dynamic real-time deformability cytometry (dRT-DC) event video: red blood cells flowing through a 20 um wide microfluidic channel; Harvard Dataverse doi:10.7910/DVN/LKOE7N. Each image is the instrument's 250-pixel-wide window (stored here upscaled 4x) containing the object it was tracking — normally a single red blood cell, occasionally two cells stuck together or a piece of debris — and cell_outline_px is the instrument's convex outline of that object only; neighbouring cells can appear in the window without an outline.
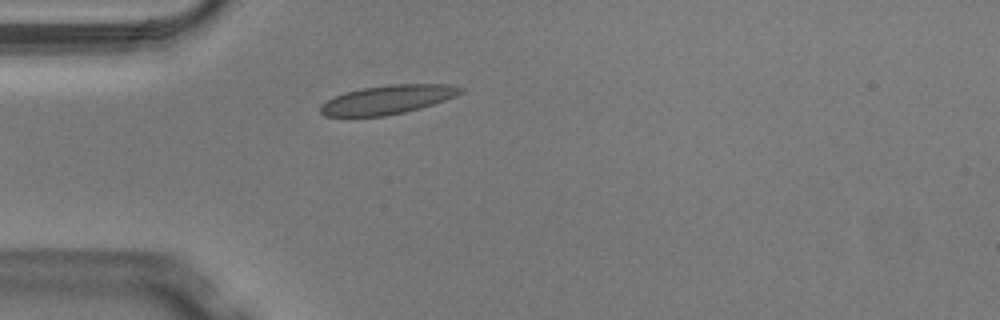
{"species": "Egyptian fruit bat (a non-hibernating species)", "species_latin": "Rousettus aegyptiacus", "temperature_condition": "warm", "stored_images_in_passage": 37, "camera_frame_rate_fps": 3000, "um_per_image_px": 0.085, "animal": {"sex": "male"}, "frame": {"image": 1, "passage_image": 2, "time_ms": 0.333, "image_size_px": [1000, 320], "cell_outline_px": [[464, 92], [444, 100], [420, 108], [404, 112], [384, 116], [324, 116], [320, 112], [320, 104], [344, 92], [360, 88], [388, 84], [448, 84], [464, 88]], "centroid_in_image_um": [32.93, 8.46], "position_along_channel_um": 52.1, "area_um2": 23.52}}
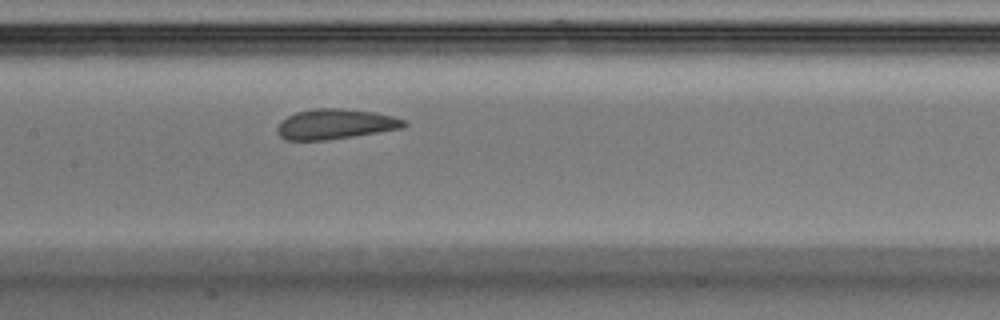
{"frame": {"image": 2, "passage_image": 12, "time_ms": 3.667, "image_size_px": [1000, 320], "cell_outline_px": [[408, 124], [404, 128], [352, 136], [324, 140], [284, 140], [276, 132], [276, 128], [280, 120], [296, 112], [316, 108], [336, 108], [376, 112], [392, 116], [404, 120]], "centroid_in_image_um": [28.47, 10.55], "position_along_channel_um": 178.9, "area_um2": 22.25}}
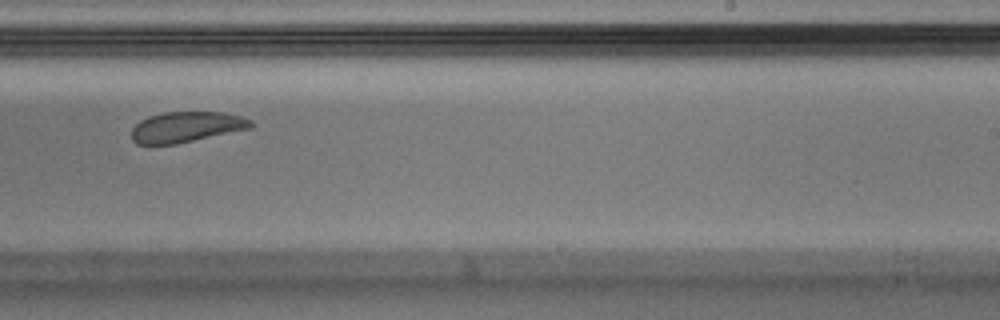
{"frame": {"image": 3, "passage_image": 19, "time_ms": 6.0, "image_size_px": [1000, 320], "cell_outline_px": [[252, 128], [176, 144], [136, 144], [132, 140], [132, 128], [140, 120], [148, 116], [164, 112], [224, 112], [240, 116], [252, 120]], "centroid_in_image_um": [15.83, 10.79], "position_along_channel_um": 273.2, "area_um2": 21.27}, "authors_computed_cell_mechanics": {"area_um2": 23.0044, "velocity_mm_per_s": 4.055, "shape_relaxation_time_tau1_ms": 3.469, "shape_relaxation_time_tau2_ms": null, "deformation_change_tau1": 0.0882, "deformation_change_tau2": null}}